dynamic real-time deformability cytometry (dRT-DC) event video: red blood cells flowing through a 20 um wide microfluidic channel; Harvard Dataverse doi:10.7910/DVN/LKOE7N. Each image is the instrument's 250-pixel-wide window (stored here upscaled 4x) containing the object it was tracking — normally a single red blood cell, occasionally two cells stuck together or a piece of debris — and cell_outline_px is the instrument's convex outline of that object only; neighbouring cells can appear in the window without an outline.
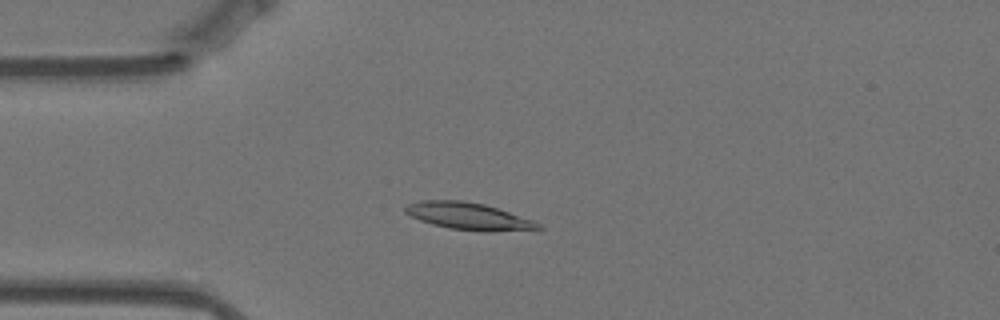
{"species": "Egyptian fruit bat (a non-hibernating species)", "species_latin": "Rousettus aegyptiacus", "temperature_condition": "warm", "stored_images_in_passage": 57, "camera_frame_rate_fps": 3000, "um_per_image_px": 0.085, "animal": {"sex": "female"}, "frame": {"image": 1, "passage_image": 14, "time_ms": 4.333, "image_size_px": [1000, 320], "cell_outline_px": [[544, 228], [488, 232], [484, 232], [448, 228], [432, 224], [420, 220], [404, 212], [404, 208], [408, 204], [420, 200], [460, 200], [484, 204], [532, 220], [540, 224]], "centroid_in_image_um": [39.78, 18.38], "position_along_channel_um": 45.2, "area_um2": 20.75}}
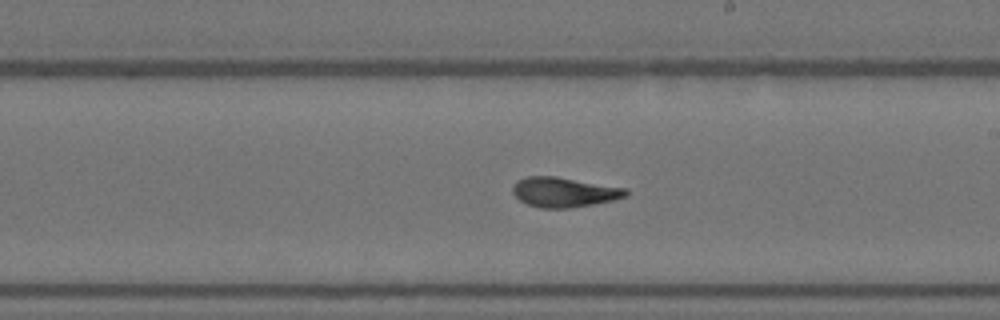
{"frame": {"image": 2, "passage_image": 32, "time_ms": 10.333, "image_size_px": [1000, 320], "cell_outline_px": [[628, 196], [612, 200], [592, 204], [568, 208], [540, 208], [528, 204], [520, 200], [512, 192], [512, 188], [516, 180], [528, 176], [556, 176], [628, 188]], "centroid_in_image_um": [47.95, 16.32], "position_along_channel_um": 241.1, "area_um2": 19.71}}
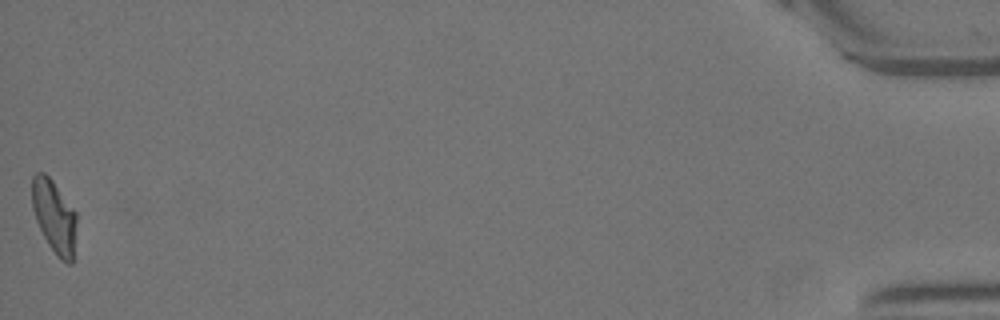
{"frame": {"image": 3, "passage_image": 57, "time_ms": 18.667, "image_size_px": [1000, 320], "cell_outline_px": [[76, 220], [72, 264], [68, 264], [60, 260], [56, 256], [48, 244], [36, 220], [32, 208], [32, 176], [36, 172], [44, 172], [52, 180], [76, 212]], "centroid_in_image_um": [4.6, 18.4], "position_along_channel_um": 430.6, "area_um2": 18.84}, "authors_computed_cell_mechanics": {"area_um2": 19.652, "velocity_mm_per_s": 3.5037, "shape_relaxation_time_tau1_ms": 7.4251, "shape_relaxation_time_tau2_ms": 1.5584, "deformation_change_tau1": 0.2137, "deformation_change_tau2": 0.0794}}